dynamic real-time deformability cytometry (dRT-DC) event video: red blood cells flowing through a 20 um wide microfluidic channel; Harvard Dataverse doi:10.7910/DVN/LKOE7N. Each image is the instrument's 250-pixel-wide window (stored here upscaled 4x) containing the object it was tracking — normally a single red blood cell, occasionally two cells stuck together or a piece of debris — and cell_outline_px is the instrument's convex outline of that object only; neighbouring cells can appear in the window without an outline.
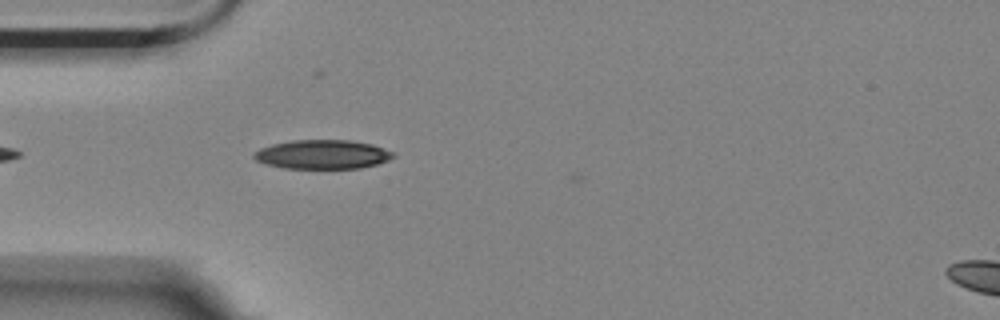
{"species": "Egyptian fruit bat (a non-hibernating species)", "species_latin": "Rousettus aegyptiacus", "temperature_condition": "room temperature", "stored_images_in_passage": 1, "camera_frame_rate_fps": 3000, "um_per_image_px": 0.085, "animal": {"sex": "female"}, "frame": {"image": 1, "passage_image": 1, "time_ms": 0.0, "image_size_px": [1000, 320], "cell_outline_px": [[396, 156], [388, 160], [376, 164], [360, 168], [284, 168], [268, 164], [256, 160], [252, 156], [260, 148], [272, 144], [292, 140], [352, 140], [372, 144], [392, 152]], "centroid_in_image_um": [27.42, 13.12], "position_along_channel_um": 57.6, "area_um2": 23.41}}